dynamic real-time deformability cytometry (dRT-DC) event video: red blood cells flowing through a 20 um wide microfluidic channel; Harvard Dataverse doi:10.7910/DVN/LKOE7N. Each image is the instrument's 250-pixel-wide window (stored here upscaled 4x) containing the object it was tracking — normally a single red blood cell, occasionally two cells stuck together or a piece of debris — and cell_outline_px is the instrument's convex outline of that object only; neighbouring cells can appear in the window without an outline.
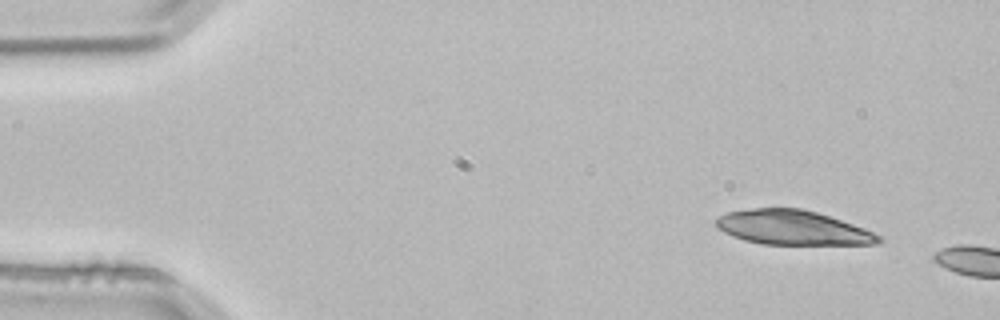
{"species": "common noctule bat (a hibernating species)", "species_latin": "Nyctalus noctula", "temperature_condition": "room temperature", "stored_images_in_passage": 5, "segment_of_instrument_passage": [2, 2], "camera_frame_rate_fps": 3000, "um_per_image_px": 0.085, "animal": {"sex": "male", "body_mass_g": 21.5, "forearm_length_mm": 52.0}, "frame": {"image": 1, "passage_image": 5, "time_ms": 1.333, "image_size_px": [1000, 320], "cell_outline_px": [[884, 240], [876, 244], [764, 244], [744, 240], [724, 232], [716, 228], [716, 220], [720, 216], [728, 212], [752, 208], [800, 208], [816, 212], [864, 228], [880, 236]], "centroid_in_image_um": [67.36, 19.35], "position_along_channel_um": 17.6, "area_um2": 32.31}}